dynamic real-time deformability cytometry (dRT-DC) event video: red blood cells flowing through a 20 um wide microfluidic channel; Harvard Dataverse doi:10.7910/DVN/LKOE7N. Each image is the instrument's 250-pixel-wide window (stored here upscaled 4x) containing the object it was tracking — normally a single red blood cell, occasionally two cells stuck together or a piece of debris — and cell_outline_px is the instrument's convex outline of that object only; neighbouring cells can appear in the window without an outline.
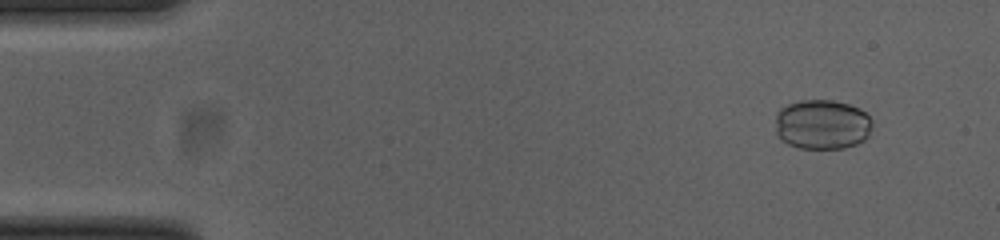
{"species": "common noctule bat (a hibernating species)", "species_latin": "Nyctalus noctula", "temperature_condition": "cold", "stored_images_in_passage": 49, "camera_frame_rate_fps": 3000, "um_per_image_px": 0.085, "animal": {"sex": "female", "body_mass_g": 23.0, "forearm_length_mm": 53.4}, "frame": {"image": 1, "passage_image": 1, "time_ms": 0.0, "image_size_px": [1000, 240], "cell_outline_px": [[872, 124], [868, 136], [864, 140], [856, 144], [844, 148], [800, 148], [788, 144], [780, 140], [776, 136], [776, 112], [780, 108], [788, 104], [800, 100], [832, 100], [848, 104], [860, 108], [872, 120]], "centroid_in_image_um": [69.86, 10.58], "position_along_channel_um": 15.1, "area_um2": 28.38}}
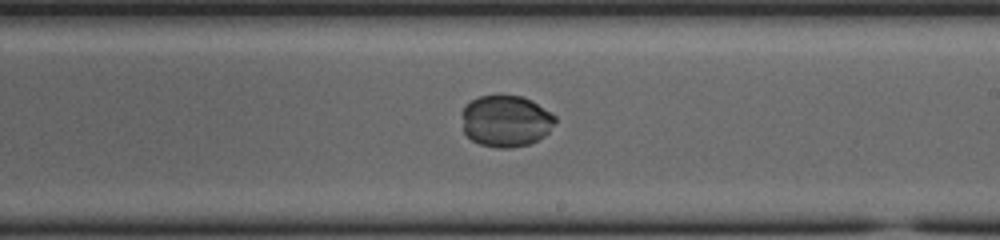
{"frame": {"image": 2, "passage_image": 27, "time_ms": 8.667, "image_size_px": [1000, 240], "cell_outline_px": [[556, 120], [548, 132], [544, 136], [528, 144], [512, 148], [496, 148], [480, 144], [472, 140], [464, 132], [460, 112], [464, 104], [480, 96], [524, 96], [532, 100], [556, 116]], "centroid_in_image_um": [42.96, 10.28], "position_along_channel_um": 246.0, "area_um2": 28.21}}
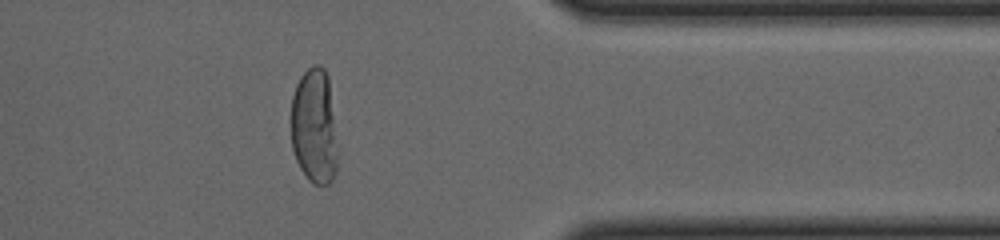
{"frame": {"image": 3, "passage_image": 39, "time_ms": 12.667, "image_size_px": [1000, 240], "cell_outline_px": [[336, 172], [332, 180], [328, 184], [312, 184], [308, 180], [300, 168], [296, 160], [292, 148], [292, 96], [296, 84], [300, 76], [312, 64], [320, 64], [324, 68], [328, 76], [336, 148]], "centroid_in_image_um": [26.69, 10.74], "position_along_channel_um": 384.7, "area_um2": 30.98}, "authors_computed_cell_mechanics": {"area_um2": 29.0734, "velocity_mm_per_s": 3.8684, "shape_relaxation_time_tau1_ms": 10.8922, "shape_relaxation_time_tau2_ms": null, "deformation_change_tau1": 0.1827, "deformation_change_tau2": null}}